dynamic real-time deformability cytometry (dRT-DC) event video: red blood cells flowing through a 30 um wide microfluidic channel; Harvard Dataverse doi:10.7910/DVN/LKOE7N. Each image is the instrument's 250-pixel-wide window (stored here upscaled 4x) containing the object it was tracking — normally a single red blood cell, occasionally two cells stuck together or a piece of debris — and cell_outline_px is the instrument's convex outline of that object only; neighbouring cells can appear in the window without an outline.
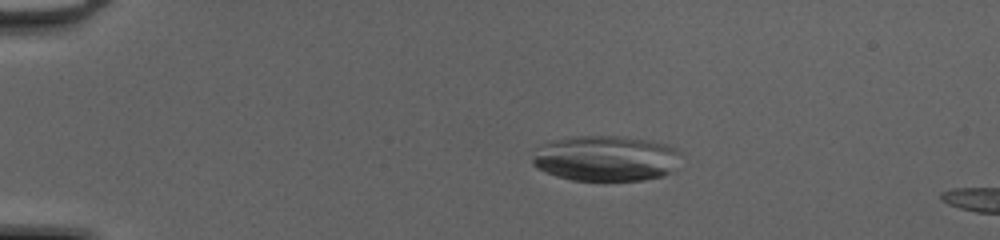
{"species": "common noctule bat (a hibernating species)", "species_latin": "Nyctalus noctula", "temperature_condition": "cold", "stored_images_in_passage": 15, "camera_frame_rate_fps": 3000, "um_per_image_px": 0.085, "animal": {"sex": "female", "body_mass_g": 20.0, "forearm_length_mm": 54.0}, "frame": {"image": 1, "passage_image": 11, "time_ms": 3.333, "image_size_px": [1000, 240], "cell_outline_px": [[672, 152], [668, 172], [660, 176], [640, 180], [572, 180], [556, 176], [536, 168], [532, 164], [532, 160], [548, 144], [556, 140], [576, 136], [620, 136], [644, 140], [664, 144], [672, 148]], "centroid_in_image_um": [51.36, 13.48], "position_along_channel_um": 33.6, "area_um2": 37.28}}